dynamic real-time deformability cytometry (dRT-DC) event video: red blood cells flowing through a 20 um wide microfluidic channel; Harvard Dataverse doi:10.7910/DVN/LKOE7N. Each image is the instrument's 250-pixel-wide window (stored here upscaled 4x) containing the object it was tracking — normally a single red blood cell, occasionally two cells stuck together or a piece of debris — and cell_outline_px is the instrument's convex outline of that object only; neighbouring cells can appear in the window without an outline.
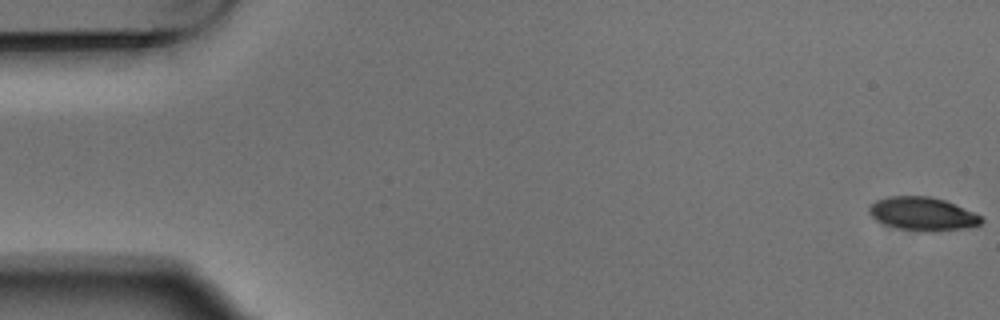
{"species": "Egyptian fruit bat (a non-hibernating species)", "species_latin": "Rousettus aegyptiacus", "temperature_condition": "warm", "stored_images_in_passage": 6, "segment_of_instrument_passage": [1, 2], "camera_frame_rate_fps": 3000, "um_per_image_px": 0.085, "animal": {"sex": "male"}, "frame": {"image": 1, "passage_image": 1, "time_ms": 0.0, "image_size_px": [1000, 320], "cell_outline_px": [[984, 220], [980, 224], [968, 228], [924, 232], [896, 228], [876, 220], [868, 212], [868, 208], [876, 200], [888, 196], [928, 196], [944, 200], [972, 212], [980, 216]], "centroid_in_image_um": [78.4, 18.18], "position_along_channel_um": 6.6, "area_um2": 21.68}}